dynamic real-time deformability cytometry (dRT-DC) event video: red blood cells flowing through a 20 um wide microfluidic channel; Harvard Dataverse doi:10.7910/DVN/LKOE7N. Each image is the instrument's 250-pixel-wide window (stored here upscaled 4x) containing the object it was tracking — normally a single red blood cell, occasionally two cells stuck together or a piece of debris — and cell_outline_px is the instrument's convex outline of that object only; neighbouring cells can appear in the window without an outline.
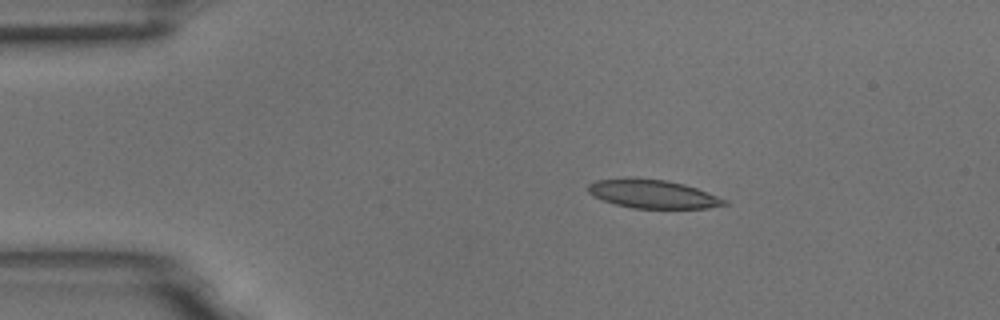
{"species": "common noctule bat (a hibernating species)", "species_latin": "Nyctalus noctula", "temperature_condition": "room temperature", "stored_images_in_passage": 6, "camera_frame_rate_fps": 3000, "um_per_image_px": 0.085, "animal": {"sex": "male", "body_mass_g": 18.8}, "frame": {"image": 1, "passage_image": 3, "time_ms": 0.667, "image_size_px": [1000, 320], "cell_outline_px": [[728, 204], [708, 208], [632, 208], [616, 204], [592, 196], [588, 192], [588, 184], [596, 180], [664, 180], [684, 184], [696, 188], [728, 200]], "centroid_in_image_um": [55.53, 16.53], "position_along_channel_um": 29.5, "area_um2": 21.85}}
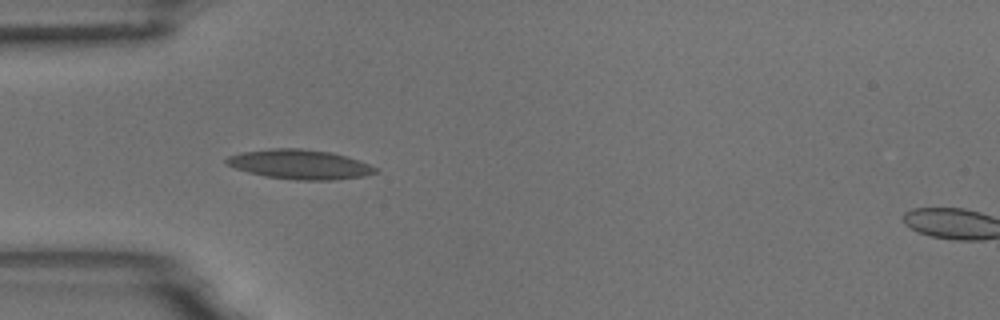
{"frame": {"image": 2, "passage_image": 5, "time_ms": 1.333, "image_size_px": [1000, 320], "cell_outline_px": [[376, 172], [364, 176], [332, 180], [296, 180], [264, 176], [248, 172], [236, 168], [228, 164], [224, 160], [228, 156], [244, 152], [268, 148], [300, 148], [332, 152], [368, 164], [376, 168]], "centroid_in_image_um": [25.45, 13.97], "position_along_channel_um": 59.6, "area_um2": 25.37}}